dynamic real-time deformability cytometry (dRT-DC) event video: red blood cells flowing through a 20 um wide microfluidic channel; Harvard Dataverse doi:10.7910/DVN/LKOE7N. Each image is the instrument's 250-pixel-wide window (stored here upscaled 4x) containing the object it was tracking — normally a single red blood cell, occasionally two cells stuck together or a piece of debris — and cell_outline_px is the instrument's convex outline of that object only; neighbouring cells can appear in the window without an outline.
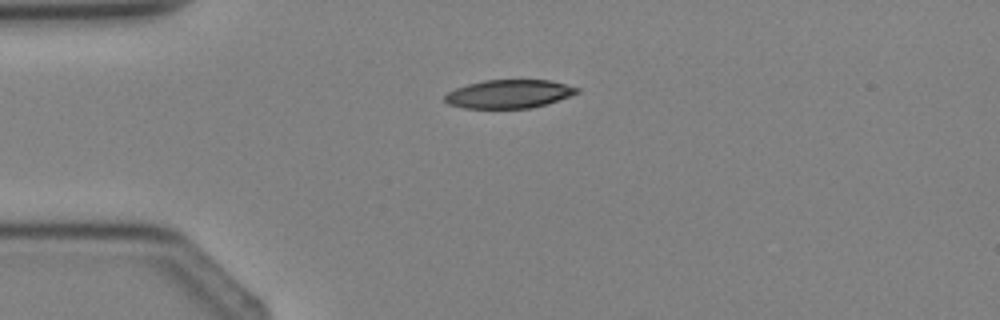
{"species": "Egyptian fruit bat (a non-hibernating species)", "species_latin": "Rousettus aegyptiacus", "temperature_condition": "cold", "stored_images_in_passage": 2, "camera_frame_rate_fps": 3000, "um_per_image_px": 0.085, "animal": {"sex": "female"}, "frame": {"image": 1, "passage_image": 2, "time_ms": 2.0, "image_size_px": [1000, 320], "cell_outline_px": [[580, 92], [572, 96], [532, 108], [464, 108], [448, 104], [444, 100], [444, 96], [448, 92], [456, 88], [468, 84], [484, 80], [552, 80], [580, 88]], "centroid_in_image_um": [43.29, 7.98], "position_along_channel_um": 41.7, "area_um2": 22.02}}